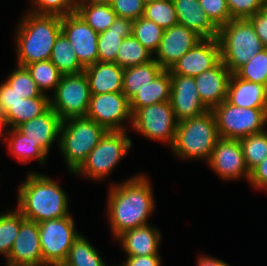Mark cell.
Listing matches in <instances>:
<instances>
[{"instance_id":"cell-1","label":"cell","mask_w":267,"mask_h":266,"mask_svg":"<svg viewBox=\"0 0 267 266\" xmlns=\"http://www.w3.org/2000/svg\"><path fill=\"white\" fill-rule=\"evenodd\" d=\"M148 176L140 173L122 183H112L107 200V218L113 238L123 232L147 225L155 210V200Z\"/></svg>"},{"instance_id":"cell-2","label":"cell","mask_w":267,"mask_h":266,"mask_svg":"<svg viewBox=\"0 0 267 266\" xmlns=\"http://www.w3.org/2000/svg\"><path fill=\"white\" fill-rule=\"evenodd\" d=\"M18 188L16 209L25 219L40 223L70 215L67 193L50 177L29 171Z\"/></svg>"},{"instance_id":"cell-3","label":"cell","mask_w":267,"mask_h":266,"mask_svg":"<svg viewBox=\"0 0 267 266\" xmlns=\"http://www.w3.org/2000/svg\"><path fill=\"white\" fill-rule=\"evenodd\" d=\"M61 32V16L24 12L16 29L17 65L50 60L55 40Z\"/></svg>"},{"instance_id":"cell-4","label":"cell","mask_w":267,"mask_h":266,"mask_svg":"<svg viewBox=\"0 0 267 266\" xmlns=\"http://www.w3.org/2000/svg\"><path fill=\"white\" fill-rule=\"evenodd\" d=\"M212 110L178 122L171 151L178 159L205 160L206 163L219 139Z\"/></svg>"},{"instance_id":"cell-5","label":"cell","mask_w":267,"mask_h":266,"mask_svg":"<svg viewBox=\"0 0 267 266\" xmlns=\"http://www.w3.org/2000/svg\"><path fill=\"white\" fill-rule=\"evenodd\" d=\"M106 132L103 126L87 117L62 121L58 146L71 174L82 165Z\"/></svg>"},{"instance_id":"cell-6","label":"cell","mask_w":267,"mask_h":266,"mask_svg":"<svg viewBox=\"0 0 267 266\" xmlns=\"http://www.w3.org/2000/svg\"><path fill=\"white\" fill-rule=\"evenodd\" d=\"M218 40L221 47V61L232 74L264 49L248 19H232L222 25L219 28Z\"/></svg>"},{"instance_id":"cell-7","label":"cell","mask_w":267,"mask_h":266,"mask_svg":"<svg viewBox=\"0 0 267 266\" xmlns=\"http://www.w3.org/2000/svg\"><path fill=\"white\" fill-rule=\"evenodd\" d=\"M131 147L132 140L127 131H107L73 174L100 181L111 174Z\"/></svg>"},{"instance_id":"cell-8","label":"cell","mask_w":267,"mask_h":266,"mask_svg":"<svg viewBox=\"0 0 267 266\" xmlns=\"http://www.w3.org/2000/svg\"><path fill=\"white\" fill-rule=\"evenodd\" d=\"M220 138L240 139L264 131L267 108H243L227 100L212 109Z\"/></svg>"},{"instance_id":"cell-9","label":"cell","mask_w":267,"mask_h":266,"mask_svg":"<svg viewBox=\"0 0 267 266\" xmlns=\"http://www.w3.org/2000/svg\"><path fill=\"white\" fill-rule=\"evenodd\" d=\"M50 95V107L63 120L69 118L86 117L90 88L86 74L62 75L59 84Z\"/></svg>"},{"instance_id":"cell-10","label":"cell","mask_w":267,"mask_h":266,"mask_svg":"<svg viewBox=\"0 0 267 266\" xmlns=\"http://www.w3.org/2000/svg\"><path fill=\"white\" fill-rule=\"evenodd\" d=\"M41 252L46 266L63 264L70 247L79 236L73 216L38 223Z\"/></svg>"},{"instance_id":"cell-11","label":"cell","mask_w":267,"mask_h":266,"mask_svg":"<svg viewBox=\"0 0 267 266\" xmlns=\"http://www.w3.org/2000/svg\"><path fill=\"white\" fill-rule=\"evenodd\" d=\"M178 121L170 101L151 104L132 114L131 129L149 140L174 143Z\"/></svg>"},{"instance_id":"cell-12","label":"cell","mask_w":267,"mask_h":266,"mask_svg":"<svg viewBox=\"0 0 267 266\" xmlns=\"http://www.w3.org/2000/svg\"><path fill=\"white\" fill-rule=\"evenodd\" d=\"M86 117L107 131H127L125 121L132 124L130 100L123 92L91 94Z\"/></svg>"},{"instance_id":"cell-13","label":"cell","mask_w":267,"mask_h":266,"mask_svg":"<svg viewBox=\"0 0 267 266\" xmlns=\"http://www.w3.org/2000/svg\"><path fill=\"white\" fill-rule=\"evenodd\" d=\"M61 31L85 68L98 62L99 33L95 32L77 12L61 17Z\"/></svg>"},{"instance_id":"cell-14","label":"cell","mask_w":267,"mask_h":266,"mask_svg":"<svg viewBox=\"0 0 267 266\" xmlns=\"http://www.w3.org/2000/svg\"><path fill=\"white\" fill-rule=\"evenodd\" d=\"M207 164L223 180L248 181L250 176L239 139L219 138Z\"/></svg>"},{"instance_id":"cell-15","label":"cell","mask_w":267,"mask_h":266,"mask_svg":"<svg viewBox=\"0 0 267 266\" xmlns=\"http://www.w3.org/2000/svg\"><path fill=\"white\" fill-rule=\"evenodd\" d=\"M202 38L186 26L177 24L164 30L158 50L153 59L165 70L175 63Z\"/></svg>"},{"instance_id":"cell-16","label":"cell","mask_w":267,"mask_h":266,"mask_svg":"<svg viewBox=\"0 0 267 266\" xmlns=\"http://www.w3.org/2000/svg\"><path fill=\"white\" fill-rule=\"evenodd\" d=\"M221 61V47L218 38L202 39L184 54L169 70L170 74L196 77L210 70Z\"/></svg>"},{"instance_id":"cell-17","label":"cell","mask_w":267,"mask_h":266,"mask_svg":"<svg viewBox=\"0 0 267 266\" xmlns=\"http://www.w3.org/2000/svg\"><path fill=\"white\" fill-rule=\"evenodd\" d=\"M170 103L178 122L210 110L200 98L194 77L190 76L171 74Z\"/></svg>"},{"instance_id":"cell-18","label":"cell","mask_w":267,"mask_h":266,"mask_svg":"<svg viewBox=\"0 0 267 266\" xmlns=\"http://www.w3.org/2000/svg\"><path fill=\"white\" fill-rule=\"evenodd\" d=\"M6 266H46L41 252L38 223L25 219L6 258Z\"/></svg>"},{"instance_id":"cell-19","label":"cell","mask_w":267,"mask_h":266,"mask_svg":"<svg viewBox=\"0 0 267 266\" xmlns=\"http://www.w3.org/2000/svg\"><path fill=\"white\" fill-rule=\"evenodd\" d=\"M231 74L225 64L220 61L212 69L194 77L200 98L210 110L227 100Z\"/></svg>"},{"instance_id":"cell-20","label":"cell","mask_w":267,"mask_h":266,"mask_svg":"<svg viewBox=\"0 0 267 266\" xmlns=\"http://www.w3.org/2000/svg\"><path fill=\"white\" fill-rule=\"evenodd\" d=\"M61 124L62 119L50 107L45 113L19 125L17 129L49 154L54 141L58 139L59 142Z\"/></svg>"},{"instance_id":"cell-21","label":"cell","mask_w":267,"mask_h":266,"mask_svg":"<svg viewBox=\"0 0 267 266\" xmlns=\"http://www.w3.org/2000/svg\"><path fill=\"white\" fill-rule=\"evenodd\" d=\"M161 238L159 229L147 224L123 232L116 240L127 256H147L159 254Z\"/></svg>"},{"instance_id":"cell-22","label":"cell","mask_w":267,"mask_h":266,"mask_svg":"<svg viewBox=\"0 0 267 266\" xmlns=\"http://www.w3.org/2000/svg\"><path fill=\"white\" fill-rule=\"evenodd\" d=\"M178 24L194 31L202 39L218 38L219 28L201 8L198 0H172Z\"/></svg>"},{"instance_id":"cell-23","label":"cell","mask_w":267,"mask_h":266,"mask_svg":"<svg viewBox=\"0 0 267 266\" xmlns=\"http://www.w3.org/2000/svg\"><path fill=\"white\" fill-rule=\"evenodd\" d=\"M123 71L116 63L100 61L86 67L90 94L122 92Z\"/></svg>"},{"instance_id":"cell-24","label":"cell","mask_w":267,"mask_h":266,"mask_svg":"<svg viewBox=\"0 0 267 266\" xmlns=\"http://www.w3.org/2000/svg\"><path fill=\"white\" fill-rule=\"evenodd\" d=\"M227 101L243 108H267V90L266 86L243 80L235 73L231 74Z\"/></svg>"},{"instance_id":"cell-25","label":"cell","mask_w":267,"mask_h":266,"mask_svg":"<svg viewBox=\"0 0 267 266\" xmlns=\"http://www.w3.org/2000/svg\"><path fill=\"white\" fill-rule=\"evenodd\" d=\"M133 20L118 17L98 36V61L116 63L118 49L124 38L132 36Z\"/></svg>"},{"instance_id":"cell-26","label":"cell","mask_w":267,"mask_h":266,"mask_svg":"<svg viewBox=\"0 0 267 266\" xmlns=\"http://www.w3.org/2000/svg\"><path fill=\"white\" fill-rule=\"evenodd\" d=\"M50 108L49 94H41L35 98H21V101L11 105L2 116L5 128H17L19 125L36 118Z\"/></svg>"},{"instance_id":"cell-27","label":"cell","mask_w":267,"mask_h":266,"mask_svg":"<svg viewBox=\"0 0 267 266\" xmlns=\"http://www.w3.org/2000/svg\"><path fill=\"white\" fill-rule=\"evenodd\" d=\"M171 74L169 70L163 69L155 79L145 88L139 90L130 99L132 114L145 106L170 101Z\"/></svg>"},{"instance_id":"cell-28","label":"cell","mask_w":267,"mask_h":266,"mask_svg":"<svg viewBox=\"0 0 267 266\" xmlns=\"http://www.w3.org/2000/svg\"><path fill=\"white\" fill-rule=\"evenodd\" d=\"M3 141H8V151L14 155L21 164H28L33 158L40 164H44L48 159V154L39 147V144L31 142L26 135L17 128H5ZM8 136V137H7Z\"/></svg>"},{"instance_id":"cell-29","label":"cell","mask_w":267,"mask_h":266,"mask_svg":"<svg viewBox=\"0 0 267 266\" xmlns=\"http://www.w3.org/2000/svg\"><path fill=\"white\" fill-rule=\"evenodd\" d=\"M163 68L154 60L124 68L122 92L130 100L139 90L152 82Z\"/></svg>"},{"instance_id":"cell-30","label":"cell","mask_w":267,"mask_h":266,"mask_svg":"<svg viewBox=\"0 0 267 266\" xmlns=\"http://www.w3.org/2000/svg\"><path fill=\"white\" fill-rule=\"evenodd\" d=\"M50 61L63 75L80 74L85 69L62 31L55 40Z\"/></svg>"},{"instance_id":"cell-31","label":"cell","mask_w":267,"mask_h":266,"mask_svg":"<svg viewBox=\"0 0 267 266\" xmlns=\"http://www.w3.org/2000/svg\"><path fill=\"white\" fill-rule=\"evenodd\" d=\"M64 266H107L98 250L81 233L74 240Z\"/></svg>"},{"instance_id":"cell-32","label":"cell","mask_w":267,"mask_h":266,"mask_svg":"<svg viewBox=\"0 0 267 266\" xmlns=\"http://www.w3.org/2000/svg\"><path fill=\"white\" fill-rule=\"evenodd\" d=\"M76 12L97 33L109 29L117 18L110 4H76Z\"/></svg>"},{"instance_id":"cell-33","label":"cell","mask_w":267,"mask_h":266,"mask_svg":"<svg viewBox=\"0 0 267 266\" xmlns=\"http://www.w3.org/2000/svg\"><path fill=\"white\" fill-rule=\"evenodd\" d=\"M153 54L146 49L133 35L124 38L116 58V64L127 68L147 63L153 59Z\"/></svg>"},{"instance_id":"cell-34","label":"cell","mask_w":267,"mask_h":266,"mask_svg":"<svg viewBox=\"0 0 267 266\" xmlns=\"http://www.w3.org/2000/svg\"><path fill=\"white\" fill-rule=\"evenodd\" d=\"M24 220L25 218L17 209L0 214V255L3 254L5 258L9 256Z\"/></svg>"},{"instance_id":"cell-35","label":"cell","mask_w":267,"mask_h":266,"mask_svg":"<svg viewBox=\"0 0 267 266\" xmlns=\"http://www.w3.org/2000/svg\"><path fill=\"white\" fill-rule=\"evenodd\" d=\"M26 67L43 94H46L47 90L55 91L63 75L50 60L31 63Z\"/></svg>"},{"instance_id":"cell-36","label":"cell","mask_w":267,"mask_h":266,"mask_svg":"<svg viewBox=\"0 0 267 266\" xmlns=\"http://www.w3.org/2000/svg\"><path fill=\"white\" fill-rule=\"evenodd\" d=\"M248 170L251 171L267 156V130L239 139Z\"/></svg>"},{"instance_id":"cell-37","label":"cell","mask_w":267,"mask_h":266,"mask_svg":"<svg viewBox=\"0 0 267 266\" xmlns=\"http://www.w3.org/2000/svg\"><path fill=\"white\" fill-rule=\"evenodd\" d=\"M164 29L141 16L133 21L132 35L153 55L158 50Z\"/></svg>"},{"instance_id":"cell-38","label":"cell","mask_w":267,"mask_h":266,"mask_svg":"<svg viewBox=\"0 0 267 266\" xmlns=\"http://www.w3.org/2000/svg\"><path fill=\"white\" fill-rule=\"evenodd\" d=\"M143 17L155 22L164 30L178 24L172 0H156L146 4Z\"/></svg>"},{"instance_id":"cell-39","label":"cell","mask_w":267,"mask_h":266,"mask_svg":"<svg viewBox=\"0 0 267 266\" xmlns=\"http://www.w3.org/2000/svg\"><path fill=\"white\" fill-rule=\"evenodd\" d=\"M235 74L246 81L267 85V48L254 55Z\"/></svg>"},{"instance_id":"cell-40","label":"cell","mask_w":267,"mask_h":266,"mask_svg":"<svg viewBox=\"0 0 267 266\" xmlns=\"http://www.w3.org/2000/svg\"><path fill=\"white\" fill-rule=\"evenodd\" d=\"M6 79V82L17 92L22 98L39 97L42 92L38 89L36 82L25 66L17 65Z\"/></svg>"},{"instance_id":"cell-41","label":"cell","mask_w":267,"mask_h":266,"mask_svg":"<svg viewBox=\"0 0 267 266\" xmlns=\"http://www.w3.org/2000/svg\"><path fill=\"white\" fill-rule=\"evenodd\" d=\"M33 6L27 12L39 15L65 16L76 12V0H30Z\"/></svg>"},{"instance_id":"cell-42","label":"cell","mask_w":267,"mask_h":266,"mask_svg":"<svg viewBox=\"0 0 267 266\" xmlns=\"http://www.w3.org/2000/svg\"><path fill=\"white\" fill-rule=\"evenodd\" d=\"M201 8L205 11L210 20L220 28L231 19L226 0H198Z\"/></svg>"},{"instance_id":"cell-43","label":"cell","mask_w":267,"mask_h":266,"mask_svg":"<svg viewBox=\"0 0 267 266\" xmlns=\"http://www.w3.org/2000/svg\"><path fill=\"white\" fill-rule=\"evenodd\" d=\"M231 19H248L262 11L265 0H226Z\"/></svg>"},{"instance_id":"cell-44","label":"cell","mask_w":267,"mask_h":266,"mask_svg":"<svg viewBox=\"0 0 267 266\" xmlns=\"http://www.w3.org/2000/svg\"><path fill=\"white\" fill-rule=\"evenodd\" d=\"M110 5L118 17L133 21L144 14L145 4L142 0H112Z\"/></svg>"},{"instance_id":"cell-45","label":"cell","mask_w":267,"mask_h":266,"mask_svg":"<svg viewBox=\"0 0 267 266\" xmlns=\"http://www.w3.org/2000/svg\"><path fill=\"white\" fill-rule=\"evenodd\" d=\"M22 96L19 95L14 89L6 82L0 84V114L3 116L10 108L11 105L21 101Z\"/></svg>"},{"instance_id":"cell-46","label":"cell","mask_w":267,"mask_h":266,"mask_svg":"<svg viewBox=\"0 0 267 266\" xmlns=\"http://www.w3.org/2000/svg\"><path fill=\"white\" fill-rule=\"evenodd\" d=\"M249 184L258 190H267V156L250 171Z\"/></svg>"},{"instance_id":"cell-47","label":"cell","mask_w":267,"mask_h":266,"mask_svg":"<svg viewBox=\"0 0 267 266\" xmlns=\"http://www.w3.org/2000/svg\"><path fill=\"white\" fill-rule=\"evenodd\" d=\"M248 20L252 23L264 48H267V15L263 11H259Z\"/></svg>"},{"instance_id":"cell-48","label":"cell","mask_w":267,"mask_h":266,"mask_svg":"<svg viewBox=\"0 0 267 266\" xmlns=\"http://www.w3.org/2000/svg\"><path fill=\"white\" fill-rule=\"evenodd\" d=\"M161 257L159 254L147 256H127L124 266H161Z\"/></svg>"},{"instance_id":"cell-49","label":"cell","mask_w":267,"mask_h":266,"mask_svg":"<svg viewBox=\"0 0 267 266\" xmlns=\"http://www.w3.org/2000/svg\"><path fill=\"white\" fill-rule=\"evenodd\" d=\"M197 266H230V265L221 259L203 254L201 256L199 255L197 259Z\"/></svg>"},{"instance_id":"cell-50","label":"cell","mask_w":267,"mask_h":266,"mask_svg":"<svg viewBox=\"0 0 267 266\" xmlns=\"http://www.w3.org/2000/svg\"><path fill=\"white\" fill-rule=\"evenodd\" d=\"M112 0H76V4H111Z\"/></svg>"},{"instance_id":"cell-51","label":"cell","mask_w":267,"mask_h":266,"mask_svg":"<svg viewBox=\"0 0 267 266\" xmlns=\"http://www.w3.org/2000/svg\"><path fill=\"white\" fill-rule=\"evenodd\" d=\"M5 127L2 121V116L0 114V139L4 136Z\"/></svg>"},{"instance_id":"cell-52","label":"cell","mask_w":267,"mask_h":266,"mask_svg":"<svg viewBox=\"0 0 267 266\" xmlns=\"http://www.w3.org/2000/svg\"><path fill=\"white\" fill-rule=\"evenodd\" d=\"M262 11L267 15V3H264V7L262 9Z\"/></svg>"},{"instance_id":"cell-53","label":"cell","mask_w":267,"mask_h":266,"mask_svg":"<svg viewBox=\"0 0 267 266\" xmlns=\"http://www.w3.org/2000/svg\"><path fill=\"white\" fill-rule=\"evenodd\" d=\"M142 1H143V3L146 5V4L151 3V2H153V1H156V0H142Z\"/></svg>"}]
</instances>
